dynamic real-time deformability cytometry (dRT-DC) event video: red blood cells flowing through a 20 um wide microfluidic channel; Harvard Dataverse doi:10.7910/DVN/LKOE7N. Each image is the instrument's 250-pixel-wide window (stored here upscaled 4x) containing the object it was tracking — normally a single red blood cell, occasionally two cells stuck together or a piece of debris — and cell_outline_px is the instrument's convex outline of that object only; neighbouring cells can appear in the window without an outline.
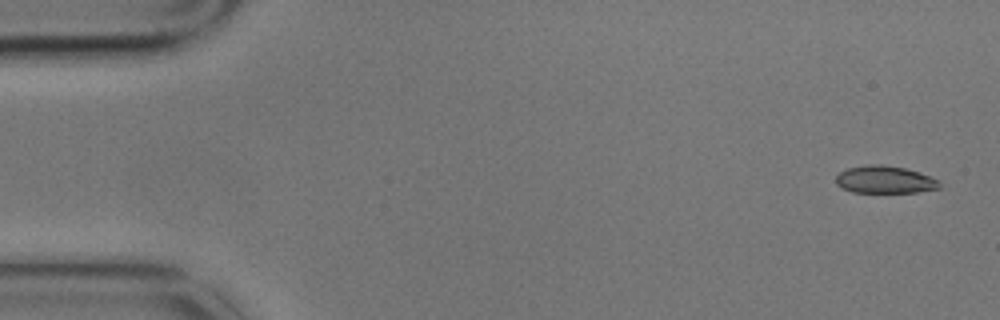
{"species": "common noctule bat (a hibernating species)", "species_latin": "Nyctalus noctula", "temperature_condition": "cold", "stored_images_in_passage": 2, "camera_frame_rate_fps": 3000, "um_per_image_px": 0.085, "animal": {"sex": "male", "body_mass_g": 17.9}, "frame": {"image": 1, "passage_image": 2, "time_ms": 0.333, "image_size_px": [1000, 320], "cell_outline_px": [[944, 188], [916, 192], [852, 192], [836, 184], [836, 176], [840, 172], [848, 168], [864, 164], [880, 164], [904, 168], [920, 172], [940, 180]], "centroid_in_image_um": [75.27, 15.26], "position_along_channel_um": 9.7, "area_um2": 16.76}}